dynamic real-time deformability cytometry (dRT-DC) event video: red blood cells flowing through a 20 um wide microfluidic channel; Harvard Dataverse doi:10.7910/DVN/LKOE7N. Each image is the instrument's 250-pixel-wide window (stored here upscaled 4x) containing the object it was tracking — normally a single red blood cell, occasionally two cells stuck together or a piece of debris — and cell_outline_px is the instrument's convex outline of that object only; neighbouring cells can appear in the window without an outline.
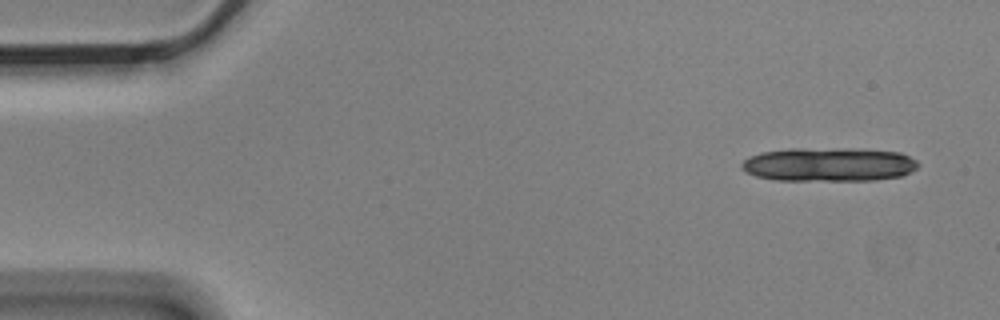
{"species": "Egyptian fruit bat (a non-hibernating species)", "species_latin": "Rousettus aegyptiacus", "temperature_condition": "cold", "stored_images_in_passage": 5, "camera_frame_rate_fps": 3000, "um_per_image_px": 0.085, "animal": {"sex": "male"}, "frame": {"image": 1, "passage_image": 1, "time_ms": 0.0, "image_size_px": [1000, 320], "cell_outline_px": [[920, 164], [916, 168], [900, 176], [876, 180], [772, 180], [756, 176], [740, 168], [740, 164], [748, 156], [760, 152], [792, 148], [848, 148], [900, 152], [916, 160]], "centroid_in_image_um": [70.41, 13.97], "position_along_channel_um": 14.6, "area_um2": 35.03}}
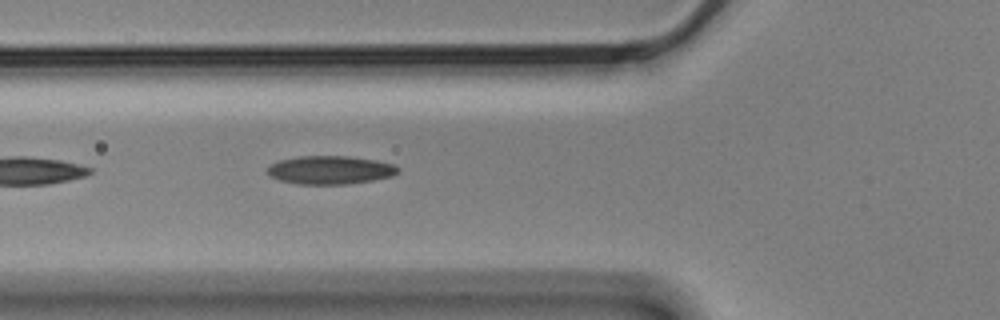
{"frame": {"image": 2, "passage_image": 5, "time_ms": 1.333, "image_size_px": [1000, 320], "cell_outline_px": [[400, 172], [392, 176], [372, 180], [348, 184], [296, 184], [280, 180], [272, 176], [268, 172], [268, 168], [272, 164], [280, 160], [300, 156], [348, 156], [376, 160], [392, 164], [400, 168]], "centroid_in_image_um": [28.11, 14.45], "position_along_channel_um": 97.7, "area_um2": 21.44}}